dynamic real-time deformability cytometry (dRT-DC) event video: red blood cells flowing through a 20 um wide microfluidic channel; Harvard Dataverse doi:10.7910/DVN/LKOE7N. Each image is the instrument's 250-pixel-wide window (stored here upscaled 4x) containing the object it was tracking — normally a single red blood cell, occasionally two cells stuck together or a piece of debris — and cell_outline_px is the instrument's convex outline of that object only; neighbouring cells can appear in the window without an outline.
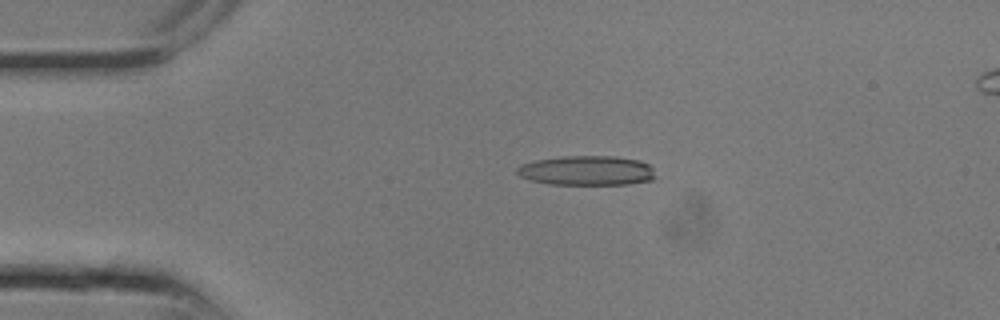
{"species": "common noctule bat (a hibernating species)", "species_latin": "Nyctalus noctula", "temperature_condition": "room temperature", "stored_images_in_passage": 8, "camera_frame_rate_fps": 3000, "um_per_image_px": 0.085, "animal": {"sex": "male", "body_mass_g": 13.3}, "frame": {"image": 1, "passage_image": 5, "time_ms": 1.333, "image_size_px": [1000, 320], "cell_outline_px": [[656, 176], [652, 180], [628, 184], [548, 184], [532, 180], [520, 176], [516, 172], [516, 168], [520, 164], [536, 160], [560, 156], [616, 156], [640, 160], [648, 164], [652, 168]], "centroid_in_image_um": [49.88, 14.49], "position_along_channel_um": 35.1, "area_um2": 23.99}}